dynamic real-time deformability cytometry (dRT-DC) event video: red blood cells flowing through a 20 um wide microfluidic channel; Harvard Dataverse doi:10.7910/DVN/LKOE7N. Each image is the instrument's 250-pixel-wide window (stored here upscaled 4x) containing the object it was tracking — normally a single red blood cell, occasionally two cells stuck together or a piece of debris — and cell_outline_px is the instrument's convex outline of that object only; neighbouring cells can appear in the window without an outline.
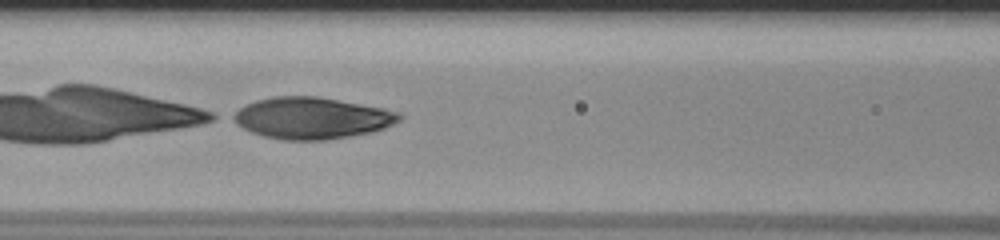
{"species": "human", "species_latin": "Homo sapiens", "temperature_condition": "room temperature", "stored_images_in_passage": 51, "camera_frame_rate_fps": 3000, "um_per_image_px": 0.085, "donor": {"sex": "male"}, "frame": {"image": 1, "passage_image": 24, "time_ms": 7.667, "image_size_px": [1000, 240], "cell_outline_px": [[404, 116], [400, 120], [384, 128], [368, 132], [348, 136], [324, 140], [284, 140], [264, 136], [252, 132], [236, 124], [228, 116], [240, 108], [256, 100], [272, 96], [316, 96], [380, 108], [400, 112]], "centroid_in_image_um": [26.45, 10.03], "position_along_channel_um": 140.2, "area_um2": 39.88}}
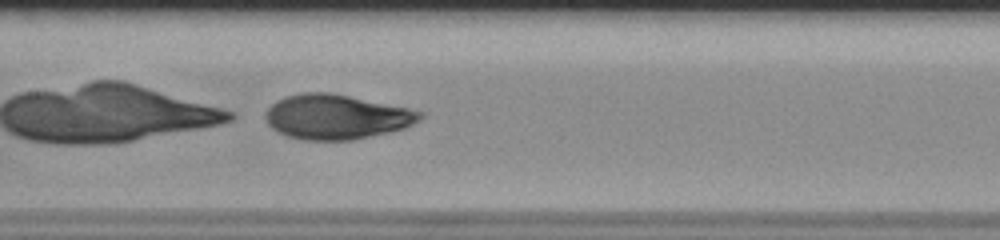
{"frame": {"image": 2, "passage_image": 27, "time_ms": 8.667, "image_size_px": [1000, 240], "cell_outline_px": [[424, 116], [420, 120], [404, 128], [388, 132], [352, 140], [304, 140], [288, 136], [272, 128], [268, 124], [264, 116], [264, 112], [276, 100], [284, 96], [300, 92], [328, 92], [408, 108], [424, 112]], "centroid_in_image_um": [28.56, 9.92], "position_along_channel_um": 178.8, "area_um2": 40.17}}
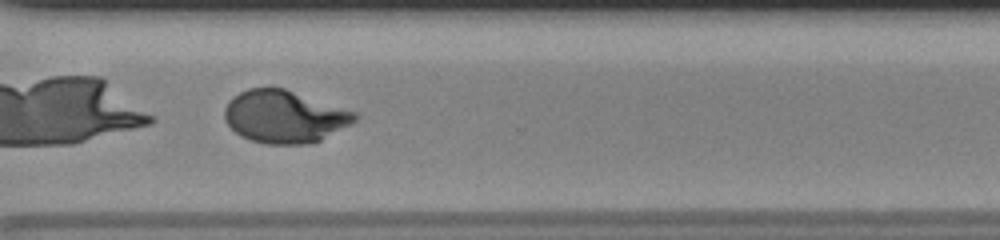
{"frame": {"image": 3, "passage_image": 40, "time_ms": 13.0, "image_size_px": [1000, 240], "cell_outline_px": [[356, 120], [320, 140], [308, 144], [268, 144], [252, 140], [236, 132], [224, 120], [224, 108], [228, 100], [240, 92], [248, 88], [284, 88], [356, 112]], "centroid_in_image_um": [24.14, 9.9], "position_along_channel_um": 346.5, "area_um2": 39.36}}